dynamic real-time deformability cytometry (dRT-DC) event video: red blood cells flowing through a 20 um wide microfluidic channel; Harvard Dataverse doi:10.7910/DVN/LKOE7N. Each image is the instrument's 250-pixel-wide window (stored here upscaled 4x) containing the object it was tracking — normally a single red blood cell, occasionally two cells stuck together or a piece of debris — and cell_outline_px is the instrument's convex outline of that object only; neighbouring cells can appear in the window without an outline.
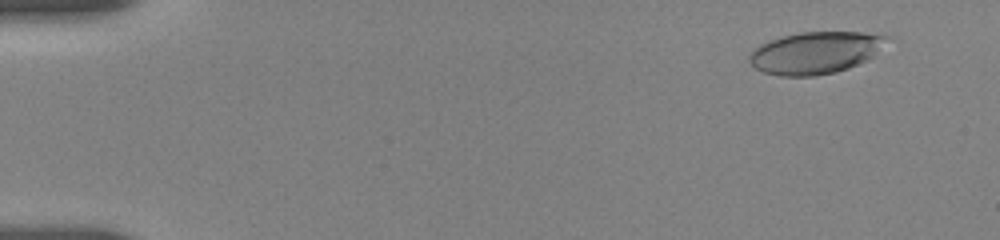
{"species": "human", "species_latin": "Homo sapiens", "temperature_condition": "room temperature", "stored_images_in_passage": 29, "camera_frame_rate_fps": 3000, "um_per_image_px": 0.085, "donor": {"sex": "female"}, "frame": {"image": 1, "passage_image": 6, "time_ms": 1.0, "image_size_px": [1000, 240], "cell_outline_px": [[892, 36], [868, 60], [848, 68], [836, 72], [816, 76], [780, 76], [764, 72], [756, 68], [748, 60], [748, 56], [760, 44], [784, 36], [800, 32], [864, 32]], "centroid_in_image_um": [69.33, 4.48], "position_along_channel_um": 15.7, "area_um2": 33.52}}
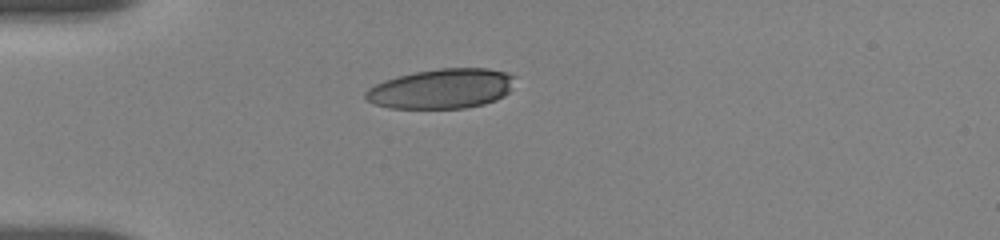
{"frame": {"image": 2, "passage_image": 19, "time_ms": 4.667, "image_size_px": [1000, 240], "cell_outline_px": [[516, 76], [508, 92], [504, 96], [496, 100], [484, 104], [464, 108], [388, 108], [376, 104], [368, 100], [364, 96], [364, 92], [368, 88], [376, 84], [400, 76], [416, 72], [440, 68], [488, 68], [508, 72]], "centroid_in_image_um": [37.57, 7.54], "position_along_channel_um": 47.4, "area_um2": 34.51}}
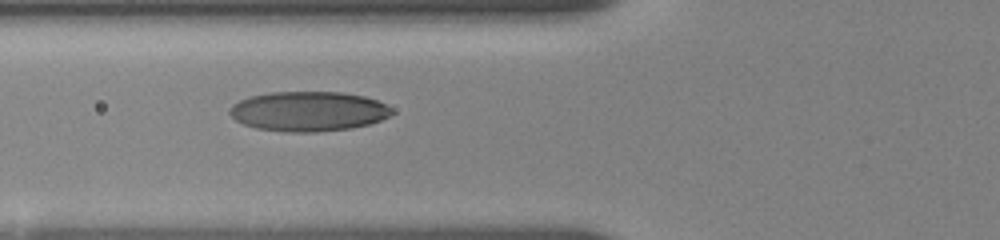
{"frame": {"image": 3, "passage_image": 28, "time_ms": 6.667, "image_size_px": [1000, 240], "cell_outline_px": [[396, 112], [380, 120], [368, 124], [348, 128], [316, 132], [284, 132], [256, 128], [244, 124], [236, 120], [228, 112], [228, 108], [232, 104], [248, 96], [272, 92], [340, 92], [364, 96], [376, 100], [392, 108]], "centroid_in_image_um": [26.18, 9.46], "position_along_channel_um": 99.6, "area_um2": 37.63}}